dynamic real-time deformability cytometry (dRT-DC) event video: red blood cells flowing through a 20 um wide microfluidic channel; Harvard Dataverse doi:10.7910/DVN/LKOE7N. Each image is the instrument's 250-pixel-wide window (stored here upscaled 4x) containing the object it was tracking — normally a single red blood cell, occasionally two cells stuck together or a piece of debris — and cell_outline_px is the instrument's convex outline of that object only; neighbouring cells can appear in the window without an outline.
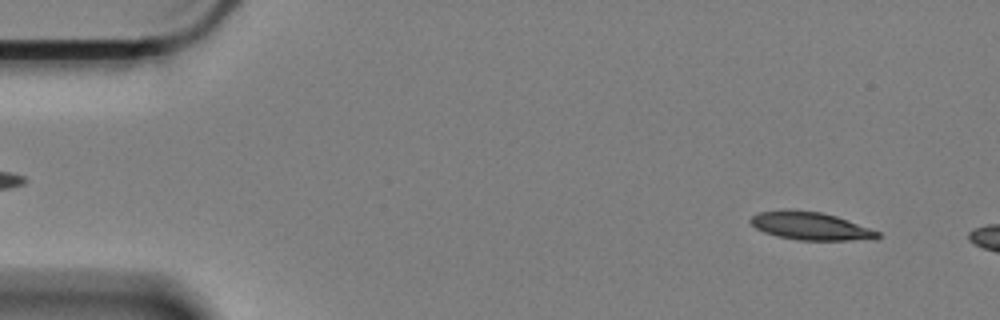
{"species": "Egyptian fruit bat (a non-hibernating species)", "species_latin": "Rousettus aegyptiacus", "temperature_condition": "cold", "stored_images_in_passage": 13, "camera_frame_rate_fps": 3000, "um_per_image_px": 0.085, "animal": {"sex": "female"}, "frame": {"image": 1, "passage_image": 4, "time_ms": 1.0, "image_size_px": [1000, 320], "cell_outline_px": [[880, 236], [876, 240], [800, 240], [776, 236], [764, 232], [756, 228], [748, 220], [752, 216], [760, 212], [784, 208], [792, 208], [820, 212], [836, 216], [880, 232]], "centroid_in_image_um": [68.87, 19.2], "position_along_channel_um": 16.1, "area_um2": 20.92}}